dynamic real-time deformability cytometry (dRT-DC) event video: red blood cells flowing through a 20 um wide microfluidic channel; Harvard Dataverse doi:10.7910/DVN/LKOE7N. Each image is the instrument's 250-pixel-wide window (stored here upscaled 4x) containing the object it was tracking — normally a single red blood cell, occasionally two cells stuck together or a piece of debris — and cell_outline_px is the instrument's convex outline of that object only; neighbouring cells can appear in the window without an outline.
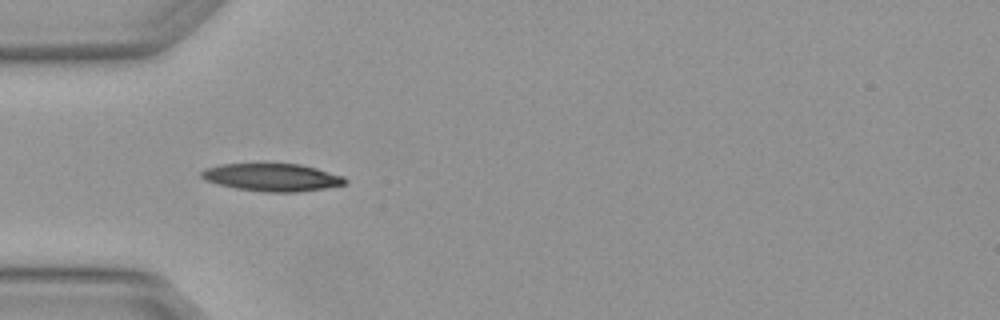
{"species": "Egyptian fruit bat (a non-hibernating species)", "species_latin": "Rousettus aegyptiacus", "temperature_condition": "warm", "stored_images_in_passage": 6, "camera_frame_rate_fps": 3000, "um_per_image_px": 0.085, "animal": {"sex": "female"}, "frame": {"image": 1, "passage_image": 4, "time_ms": 1.0, "image_size_px": [1000, 320], "cell_outline_px": [[348, 180], [344, 184], [324, 188], [296, 192], [264, 192], [236, 188], [204, 180], [200, 176], [200, 172], [204, 168], [220, 164], [300, 164], [316, 168], [344, 176]], "centroid_in_image_um": [23.11, 15.07], "position_along_channel_um": 61.9, "area_um2": 23.06}}
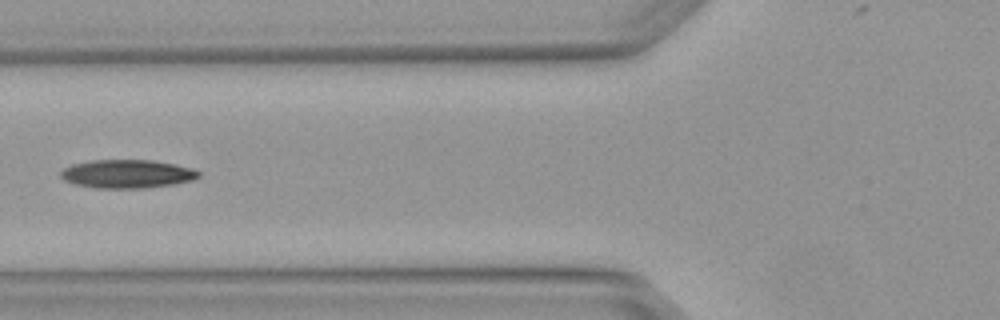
{"frame": {"image": 2, "passage_image": 5, "time_ms": 1.333, "image_size_px": [1000, 320], "cell_outline_px": [[200, 176], [192, 180], [176, 184], [144, 188], [100, 188], [76, 184], [64, 180], [60, 176], [60, 172], [64, 168], [72, 164], [92, 160], [152, 160], [176, 164], [192, 168], [200, 172]], "centroid_in_image_um": [10.83, 14.77], "position_along_channel_um": 115.0, "area_um2": 22.89}}